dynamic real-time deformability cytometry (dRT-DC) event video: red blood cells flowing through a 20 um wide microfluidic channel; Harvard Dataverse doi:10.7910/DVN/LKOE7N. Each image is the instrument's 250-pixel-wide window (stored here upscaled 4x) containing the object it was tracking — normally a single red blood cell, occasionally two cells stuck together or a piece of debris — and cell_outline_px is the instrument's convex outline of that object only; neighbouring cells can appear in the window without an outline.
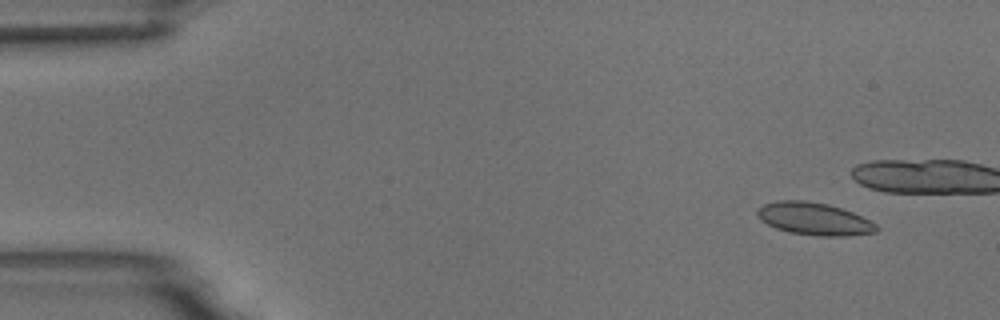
{"species": "common noctule bat (a hibernating species)", "species_latin": "Nyctalus noctula", "temperature_condition": "room temperature", "stored_images_in_passage": 6, "camera_frame_rate_fps": 3000, "um_per_image_px": 0.085, "animal": {"sex": "male", "body_mass_g": 18.8}, "frame": {"image": 1, "passage_image": 2, "time_ms": 1.0, "image_size_px": [1000, 320], "cell_outline_px": [[880, 228], [876, 232], [848, 236], [816, 236], [788, 232], [776, 228], [760, 220], [756, 216], [756, 208], [764, 204], [780, 200], [804, 200], [828, 204], [852, 212], [876, 224]], "centroid_in_image_um": [69.17, 18.6], "position_along_channel_um": 15.8, "area_um2": 22.66}}
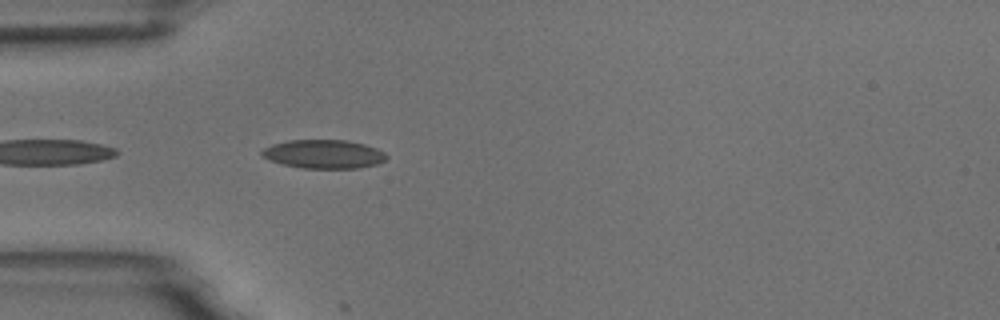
{"frame": {"image": 2, "passage_image": 6, "time_ms": 6.667, "image_size_px": [1000, 320], "cell_outline_px": [[388, 156], [384, 160], [376, 164], [360, 168], [300, 168], [268, 160], [260, 156], [260, 152], [264, 148], [272, 144], [288, 140], [344, 140], [364, 144], [376, 148], [384, 152]], "centroid_in_image_um": [27.48, 13.1], "position_along_channel_um": 57.5, "area_um2": 20.87}}